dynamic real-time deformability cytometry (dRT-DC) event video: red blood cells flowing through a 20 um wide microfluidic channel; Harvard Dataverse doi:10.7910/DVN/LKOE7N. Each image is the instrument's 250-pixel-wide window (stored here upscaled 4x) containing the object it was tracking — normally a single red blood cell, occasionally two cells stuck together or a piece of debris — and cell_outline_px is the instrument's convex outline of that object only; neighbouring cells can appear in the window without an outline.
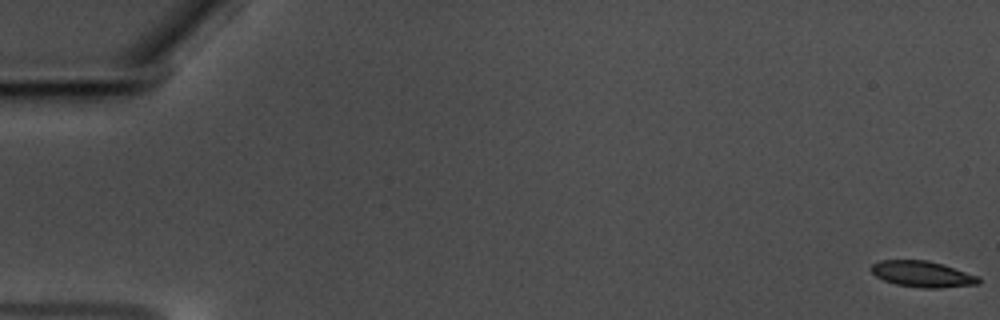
{"species": "common noctule bat (a hibernating species)", "species_latin": "Nyctalus noctula", "temperature_condition": "warm", "stored_images_in_passage": 59, "camera_frame_rate_fps": 3000, "um_per_image_px": 0.085, "animal": {"sex": "male", "body_mass_g": 17.5, "forearm_length_mm": 52.3}, "frame": {"image": 1, "passage_image": 1, "time_ms": 0.0, "image_size_px": [1000, 320], "cell_outline_px": [[980, 284], [940, 288], [920, 288], [896, 284], [884, 280], [876, 276], [868, 268], [872, 264], [880, 260], [928, 260], [980, 276]], "centroid_in_image_um": [78.4, 23.3], "position_along_channel_um": 6.6, "area_um2": 16.42}}
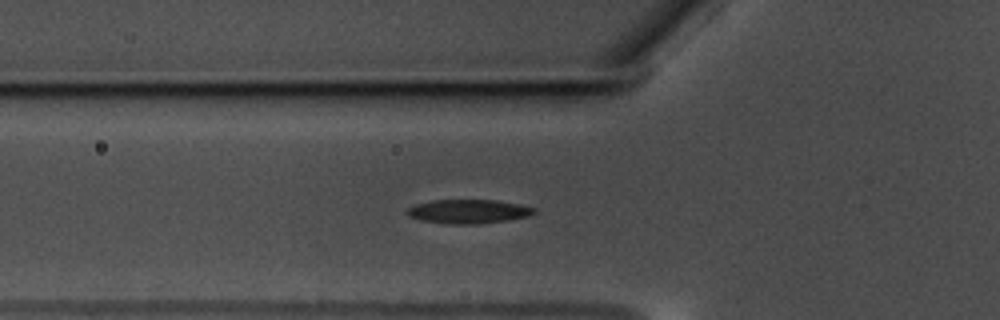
{"frame": {"image": 2, "passage_image": 22, "time_ms": 7.0, "image_size_px": [1000, 320], "cell_outline_px": [[536, 212], [528, 216], [508, 220], [476, 224], [448, 224], [420, 220], [408, 216], [408, 208], [416, 204], [432, 200], [496, 200], [520, 204], [536, 208]], "centroid_in_image_um": [39.83, 17.97], "position_along_channel_um": 86.0, "area_um2": 17.74}}
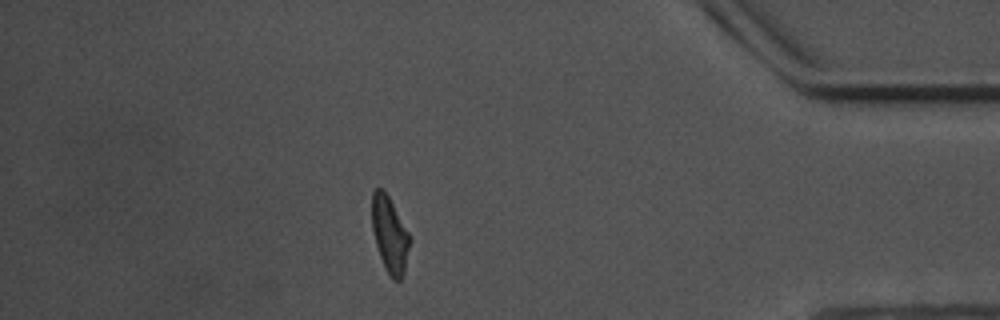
{"frame": {"image": 3, "passage_image": 52, "time_ms": 17.0, "image_size_px": [1000, 320], "cell_outline_px": [[412, 240], [404, 272], [400, 280], [392, 280], [380, 256], [376, 244], [372, 228], [372, 192], [376, 188], [380, 188], [388, 196], [412, 236]], "centroid_in_image_um": [33.16, 19.94], "position_along_channel_um": 402.0, "area_um2": 16.76}, "authors_computed_cell_mechanics": {"area_um2": 17.051, "velocity_mm_per_s": 3.5362, "shape_relaxation_time_tau1_ms": 4.3373, "shape_relaxation_time_tau2_ms": 4.6785, "deformation_change_tau1": 0.1454, "deformation_change_tau2": 0.1258}}